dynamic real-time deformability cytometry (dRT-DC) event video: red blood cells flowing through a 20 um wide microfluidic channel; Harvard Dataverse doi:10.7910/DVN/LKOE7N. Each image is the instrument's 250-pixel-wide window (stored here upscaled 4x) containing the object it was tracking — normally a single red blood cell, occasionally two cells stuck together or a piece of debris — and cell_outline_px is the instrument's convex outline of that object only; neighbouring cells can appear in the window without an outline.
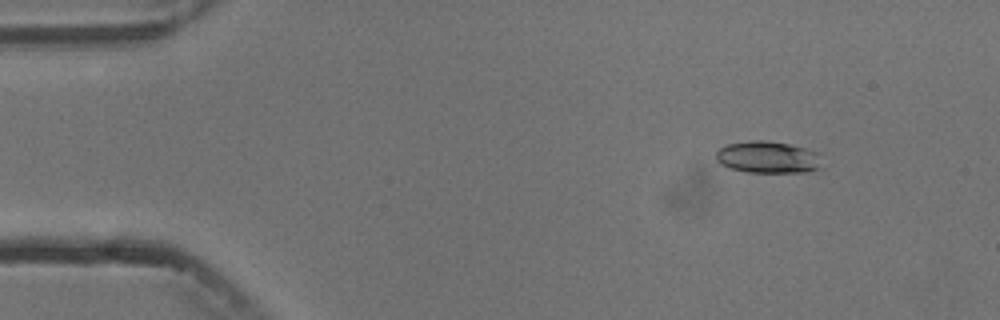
{"species": "common noctule bat (a hibernating species)", "species_latin": "Nyctalus noctula", "temperature_condition": "cold", "stored_images_in_passage": 6, "camera_frame_rate_fps": 3000, "um_per_image_px": 0.085, "animal": {"sex": "male", "body_mass_g": 13.3}, "frame": {"image": 1, "passage_image": 2, "time_ms": 1.0, "image_size_px": [1000, 320], "cell_outline_px": [[820, 168], [808, 172], [748, 172], [728, 168], [720, 164], [716, 160], [716, 152], [720, 148], [728, 144], [752, 140], [764, 140], [788, 144], [820, 152]], "centroid_in_image_um": [65.27, 13.37], "position_along_channel_um": 19.7, "area_um2": 19.77}}
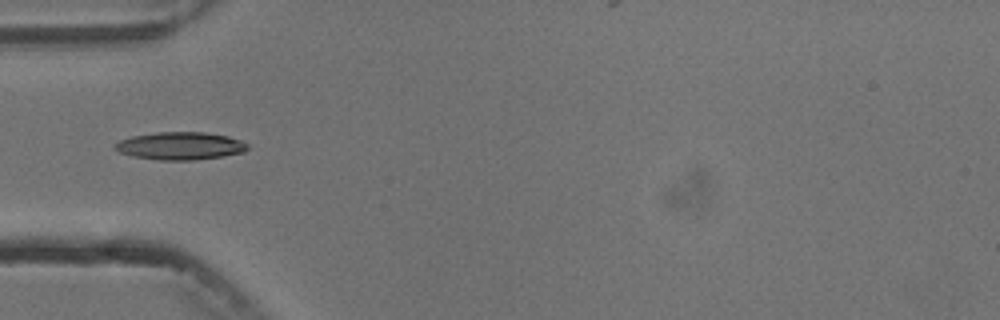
{"frame": {"image": 2, "passage_image": 5, "time_ms": 4.667, "image_size_px": [1000, 320], "cell_outline_px": [[248, 148], [244, 152], [224, 156], [192, 160], [160, 160], [132, 156], [120, 152], [112, 148], [112, 144], [120, 140], [132, 136], [156, 132], [204, 132], [228, 136], [240, 140], [248, 144]], "centroid_in_image_um": [15.3, 12.4], "position_along_channel_um": 69.7, "area_um2": 21.5}}